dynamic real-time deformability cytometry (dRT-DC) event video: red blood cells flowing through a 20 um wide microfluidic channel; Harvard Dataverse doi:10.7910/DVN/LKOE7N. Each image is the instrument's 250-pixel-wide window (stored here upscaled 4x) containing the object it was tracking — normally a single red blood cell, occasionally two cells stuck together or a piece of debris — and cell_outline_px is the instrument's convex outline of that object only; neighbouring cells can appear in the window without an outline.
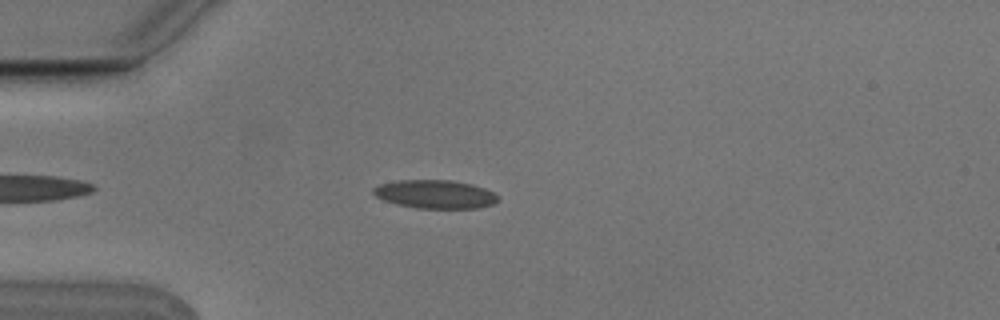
{"species": "Egyptian fruit bat (a non-hibernating species)", "species_latin": "Rousettus aegyptiacus", "temperature_condition": "cold", "stored_images_in_passage": 5, "camera_frame_rate_fps": 3000, "um_per_image_px": 0.085, "animal": {"sex": "male"}, "frame": {"image": 1, "passage_image": 5, "time_ms": 1.333, "image_size_px": [1000, 320], "cell_outline_px": [[500, 200], [492, 204], [480, 208], [416, 208], [396, 204], [384, 200], [376, 196], [372, 192], [372, 188], [380, 184], [396, 180], [452, 180], [472, 184], [484, 188], [492, 192]], "centroid_in_image_um": [36.97, 16.5], "position_along_channel_um": 48.0, "area_um2": 20.69}}